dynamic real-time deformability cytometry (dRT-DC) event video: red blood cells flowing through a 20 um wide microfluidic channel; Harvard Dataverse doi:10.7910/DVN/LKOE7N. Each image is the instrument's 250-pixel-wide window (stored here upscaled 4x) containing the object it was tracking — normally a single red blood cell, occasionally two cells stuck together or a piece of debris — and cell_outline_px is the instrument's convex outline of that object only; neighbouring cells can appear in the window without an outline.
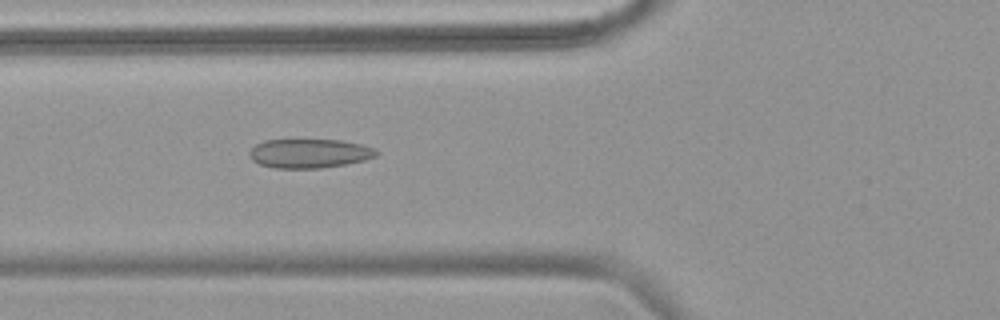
{"species": "common noctule bat (a hibernating species)", "species_latin": "Nyctalus noctula", "temperature_condition": "warm", "stored_images_in_passage": 47, "camera_frame_rate_fps": 3000, "um_per_image_px": 0.085, "animal": {"sex": "female", "body_mass_g": 18.4}, "frame": {"image": 1, "passage_image": 20, "time_ms": 6.333, "image_size_px": [1000, 320], "cell_outline_px": [[380, 152], [376, 156], [364, 160], [344, 164], [320, 168], [276, 168], [260, 164], [252, 160], [248, 156], [248, 152], [256, 144], [264, 140], [340, 140], [360, 144], [376, 148]], "centroid_in_image_um": [26.29, 13.03], "position_along_channel_um": 99.5, "area_um2": 21.5}}
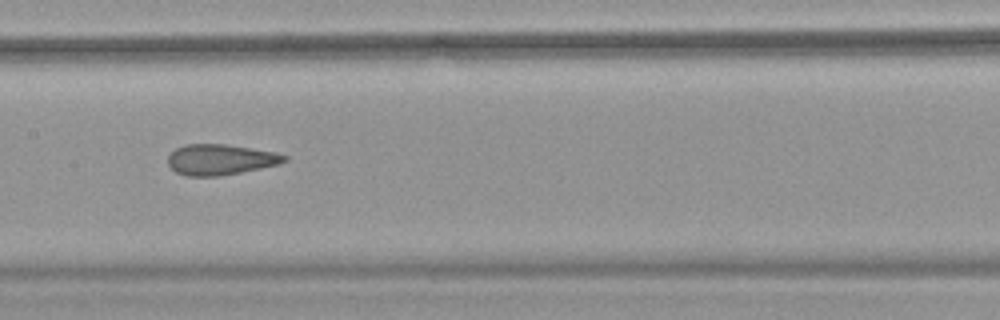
{"frame": {"image": 2, "passage_image": 27, "time_ms": 8.667, "image_size_px": [1000, 320], "cell_outline_px": [[288, 160], [280, 164], [220, 176], [188, 176], [176, 172], [168, 164], [168, 156], [176, 148], [184, 144], [224, 144], [276, 152], [288, 156]], "centroid_in_image_um": [18.74, 13.56], "position_along_channel_um": 188.7, "area_um2": 20.75}}
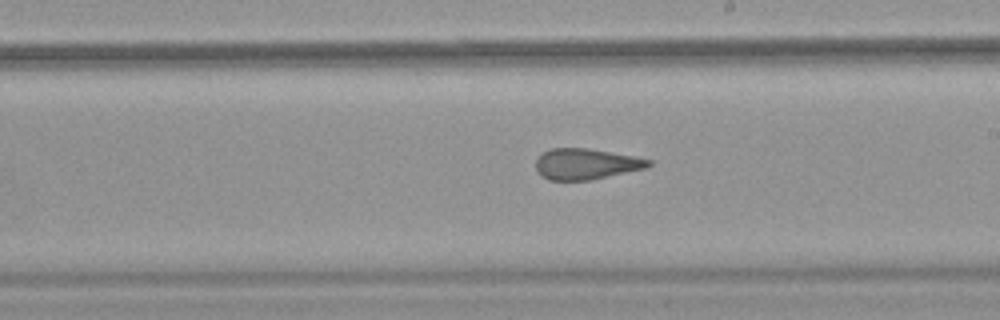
{"frame": {"image": 3, "passage_image": 31, "time_ms": 10.0, "image_size_px": [1000, 320], "cell_outline_px": [[652, 164], [648, 168], [592, 180], [548, 180], [536, 168], [536, 160], [544, 152], [552, 148], [588, 148], [632, 156], [652, 160]], "centroid_in_image_um": [49.86, 13.94], "position_along_channel_um": 239.1, "area_um2": 20.17}, "authors_computed_cell_mechanics": {"area_um2": 22.6576, "velocity_mm_per_s": 3.8121, "shape_relaxation_time_tau1_ms": null, "shape_relaxation_time_tau2_ms": 1.7644, "deformation_change_tau1": null, "deformation_change_tau2": 0.0972}}